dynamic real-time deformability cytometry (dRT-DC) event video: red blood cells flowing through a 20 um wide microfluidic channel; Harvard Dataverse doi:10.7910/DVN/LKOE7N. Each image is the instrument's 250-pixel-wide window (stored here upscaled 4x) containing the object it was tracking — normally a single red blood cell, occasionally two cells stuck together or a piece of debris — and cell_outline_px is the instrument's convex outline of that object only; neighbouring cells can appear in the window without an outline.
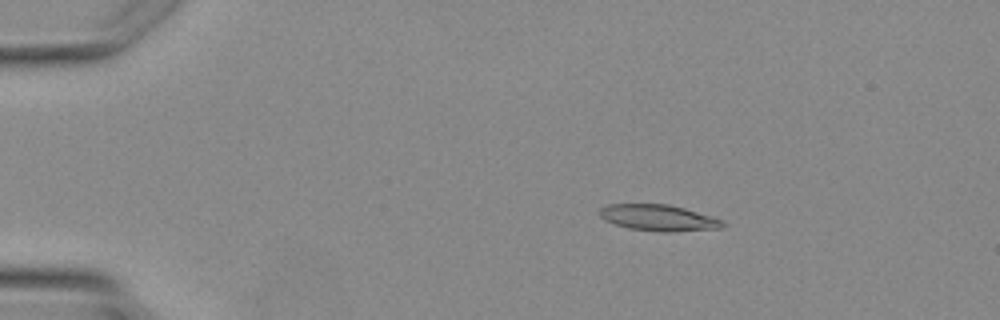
{"species": "Egyptian fruit bat (a non-hibernating species)", "species_latin": "Rousettus aegyptiacus", "temperature_condition": "warm", "stored_images_in_passage": 5, "camera_frame_rate_fps": 3000, "um_per_image_px": 0.085, "animal": {"sex": "female"}, "frame": {"image": 1, "passage_image": 3, "time_ms": 2.333, "image_size_px": [1000, 320], "cell_outline_px": [[724, 224], [720, 228], [672, 232], [660, 232], [628, 228], [604, 220], [600, 216], [600, 208], [608, 204], [668, 204], [684, 208], [724, 220]], "centroid_in_image_um": [55.96, 18.51], "position_along_channel_um": 29.0, "area_um2": 18.73}}